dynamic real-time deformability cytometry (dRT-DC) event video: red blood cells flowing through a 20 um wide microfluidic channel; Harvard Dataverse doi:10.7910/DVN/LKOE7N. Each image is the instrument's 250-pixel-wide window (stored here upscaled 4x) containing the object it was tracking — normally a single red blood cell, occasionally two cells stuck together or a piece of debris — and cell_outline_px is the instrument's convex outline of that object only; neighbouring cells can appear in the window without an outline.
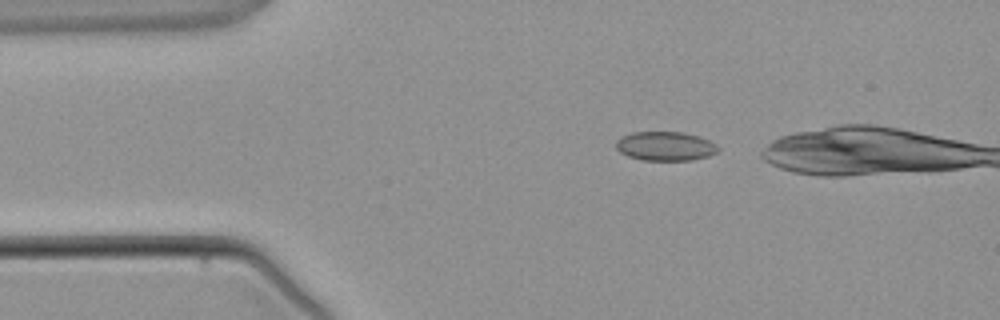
{"species": "common noctule bat (a hibernating species)", "species_latin": "Nyctalus noctula", "temperature_condition": "warm", "stored_images_in_passage": 2, "camera_frame_rate_fps": 3000, "um_per_image_px": 0.085, "animal": {"sex": "male", "body_mass_g": 21.5, "forearm_length_mm": 52.0}, "frame": {"image": 1, "passage_image": 1, "time_ms": 0.0, "image_size_px": [1000, 320], "cell_outline_px": [[720, 148], [716, 152], [708, 156], [692, 160], [640, 160], [628, 156], [620, 152], [616, 148], [616, 140], [620, 136], [632, 132], [684, 132], [700, 136], [716, 144]], "centroid_in_image_um": [56.54, 12.41], "position_along_channel_um": 28.5, "area_um2": 17.46}}